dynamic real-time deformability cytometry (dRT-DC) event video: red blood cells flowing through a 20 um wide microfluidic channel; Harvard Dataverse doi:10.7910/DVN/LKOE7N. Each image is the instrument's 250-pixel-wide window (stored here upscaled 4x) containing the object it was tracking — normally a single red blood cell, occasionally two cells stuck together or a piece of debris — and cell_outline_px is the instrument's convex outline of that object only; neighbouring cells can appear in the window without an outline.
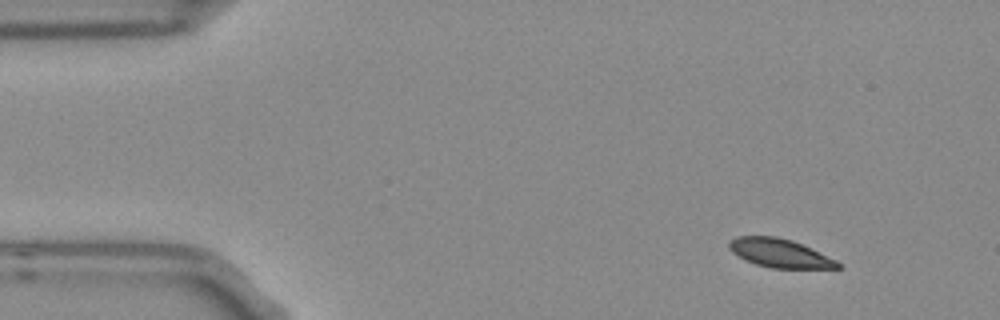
{"species": "Egyptian fruit bat (a non-hibernating species)", "species_latin": "Rousettus aegyptiacus", "temperature_condition": "room temperature", "stored_images_in_passage": 10, "camera_frame_rate_fps": 3000, "um_per_image_px": 0.085, "frame": {"image": 1, "passage_image": 1, "time_ms": 0.0, "image_size_px": [1000, 320], "cell_outline_px": [[844, 268], [772, 268], [756, 264], [744, 260], [732, 252], [728, 248], [728, 240], [736, 236], [776, 236], [792, 240], [836, 260]], "centroid_in_image_um": [66.22, 21.51], "position_along_channel_um": 18.8, "area_um2": 18.09}}
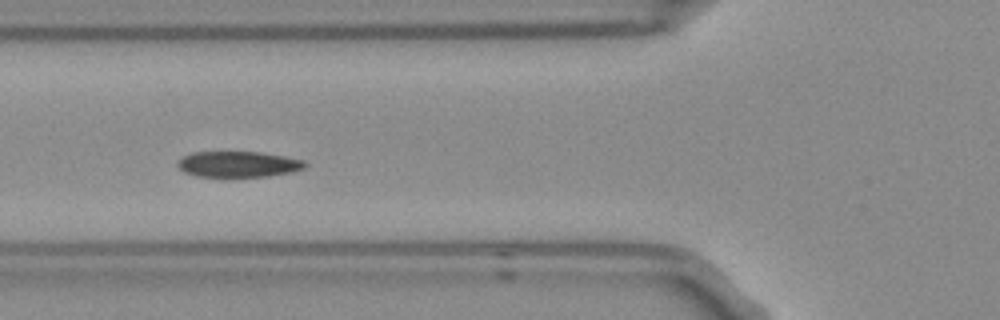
{"frame": {"image": 2, "passage_image": 5, "time_ms": 1.333, "image_size_px": [1000, 320], "cell_outline_px": [[308, 164], [304, 168], [292, 172], [268, 176], [228, 180], [196, 176], [184, 172], [176, 164], [176, 160], [192, 152], [260, 152], [284, 156], [304, 160]], "centroid_in_image_um": [20.21, 14.01], "position_along_channel_um": 105.6, "area_um2": 20.17}}
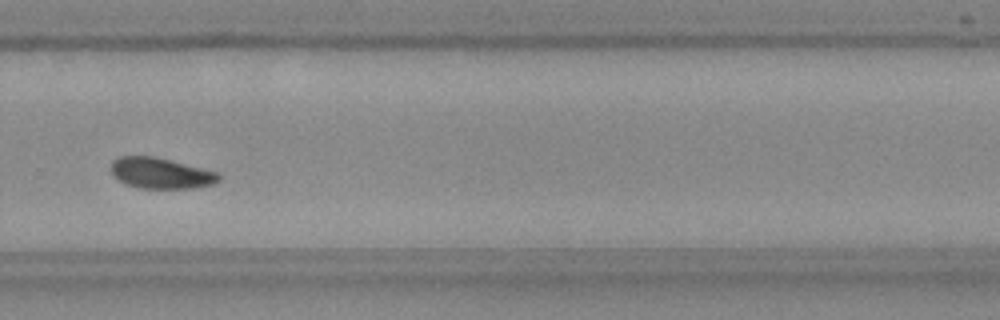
{"frame": {"image": 3, "passage_image": 10, "time_ms": 3.0, "image_size_px": [1000, 320], "cell_outline_px": [[220, 180], [216, 184], [192, 188], [140, 188], [128, 184], [120, 180], [112, 172], [112, 160], [120, 156], [152, 156], [220, 172]], "centroid_in_image_um": [13.73, 14.72], "position_along_channel_um": 316.1, "area_um2": 19.19}}